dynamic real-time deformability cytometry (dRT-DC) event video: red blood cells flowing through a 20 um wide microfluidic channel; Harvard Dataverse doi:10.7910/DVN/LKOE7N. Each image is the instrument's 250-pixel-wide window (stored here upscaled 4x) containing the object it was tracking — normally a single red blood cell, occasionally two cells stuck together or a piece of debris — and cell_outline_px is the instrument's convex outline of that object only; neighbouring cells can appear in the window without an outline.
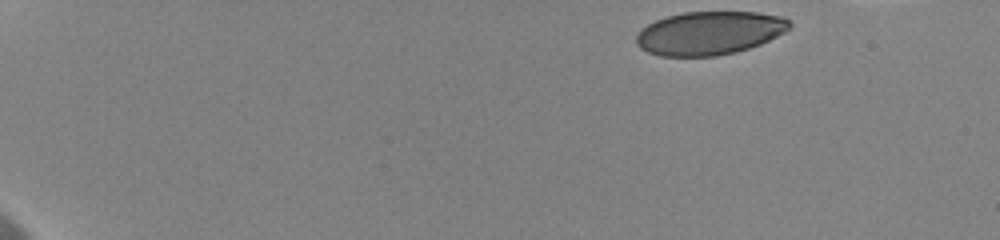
{"species": "human", "species_latin": "Homo sapiens", "temperature_condition": "cold", "stored_images_in_passage": 23, "camera_frame_rate_fps": 3000, "um_per_image_px": 0.085, "donor": {"sex": "female"}, "frame": {"image": 1, "passage_image": 1, "time_ms": 0.0, "image_size_px": [1000, 240], "cell_outline_px": [[792, 28], [760, 44], [736, 52], [716, 56], [660, 56], [648, 52], [640, 48], [636, 44], [636, 36], [640, 28], [656, 20], [668, 16], [684, 12], [756, 12], [780, 16], [788, 20], [792, 24]], "centroid_in_image_um": [60.28, 2.81], "position_along_channel_um": 24.7, "area_um2": 38.78}}
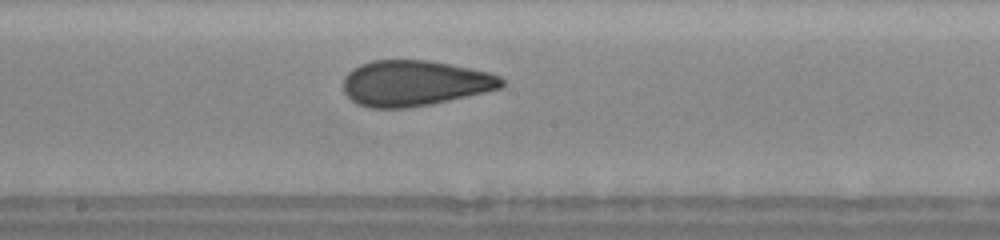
{"frame": {"image": 2, "passage_image": 18, "time_ms": 9.0, "image_size_px": [1000, 240], "cell_outline_px": [[504, 84], [500, 88], [484, 92], [432, 104], [408, 108], [372, 108], [356, 104], [344, 92], [344, 76], [348, 72], [360, 64], [372, 60], [428, 60], [452, 64], [488, 72], [500, 76], [504, 80]], "centroid_in_image_um": [35.23, 7.07], "position_along_channel_um": 213.0, "area_um2": 42.14}}